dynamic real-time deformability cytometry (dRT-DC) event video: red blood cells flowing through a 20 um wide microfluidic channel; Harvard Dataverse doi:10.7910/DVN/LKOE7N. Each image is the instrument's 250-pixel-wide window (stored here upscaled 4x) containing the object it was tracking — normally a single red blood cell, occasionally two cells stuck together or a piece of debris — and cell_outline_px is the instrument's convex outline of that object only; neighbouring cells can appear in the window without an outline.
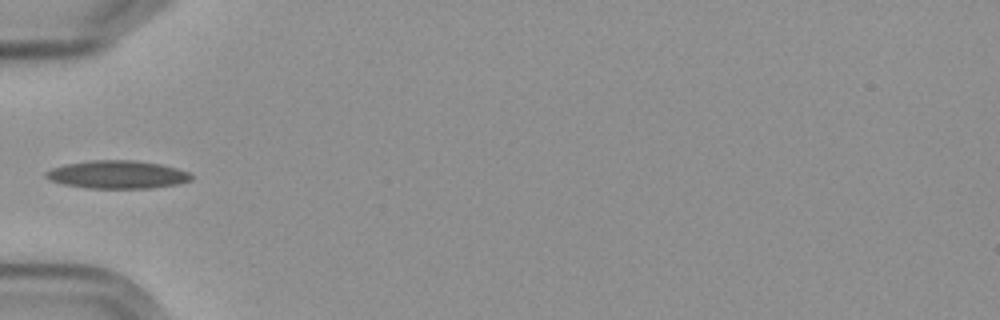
{"species": "Egyptian fruit bat (a non-hibernating species)", "species_latin": "Rousettus aegyptiacus", "temperature_condition": "cold", "stored_images_in_passage": 5, "camera_frame_rate_fps": 3000, "um_per_image_px": 0.085, "frame": {"image": 1, "passage_image": 5, "time_ms": 5.333, "image_size_px": [1000, 320], "cell_outline_px": [[192, 180], [176, 184], [152, 188], [88, 188], [64, 184], [52, 180], [44, 176], [44, 172], [52, 168], [64, 164], [92, 160], [132, 160], [160, 164], [176, 168], [188, 172], [192, 176]], "centroid_in_image_um": [9.96, 14.83], "position_along_channel_um": 75.0, "area_um2": 23.58}}